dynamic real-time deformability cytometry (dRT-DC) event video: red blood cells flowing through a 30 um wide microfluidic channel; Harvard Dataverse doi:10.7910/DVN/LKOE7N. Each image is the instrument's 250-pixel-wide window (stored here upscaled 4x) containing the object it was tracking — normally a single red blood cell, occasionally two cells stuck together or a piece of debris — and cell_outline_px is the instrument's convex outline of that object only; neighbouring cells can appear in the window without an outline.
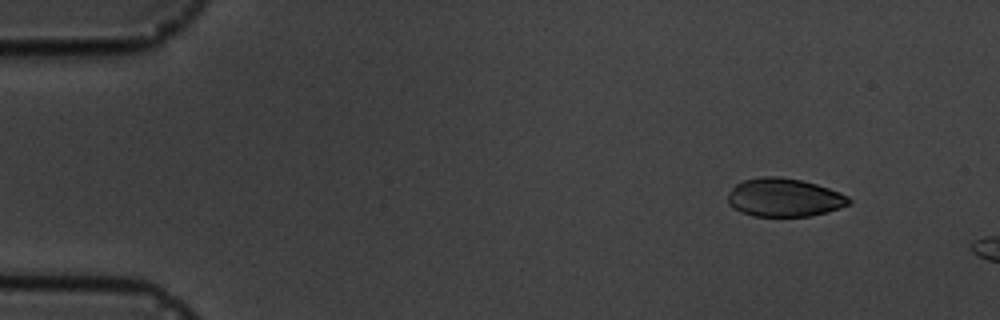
{"species": "common noctule bat (a hibernating species)", "species_latin": "Nyctalus noctula", "temperature_condition": "cold", "stored_images_in_passage": 3, "camera_frame_rate_fps": 3000, "um_per_image_px": 0.085, "animal": {"sex": "male", "body_mass_g": 19.5, "forearm_length_mm": 54.6}, "frame": {"image": 1, "passage_image": 1, "time_ms": 0.0, "image_size_px": [1000, 320], "cell_outline_px": [[852, 200], [848, 204], [828, 212], [808, 216], [752, 216], [740, 212], [732, 208], [728, 204], [728, 196], [732, 188], [736, 184], [744, 180], [764, 176], [776, 176], [800, 180], [816, 184], [840, 192], [848, 196]], "centroid_in_image_um": [66.63, 16.79], "position_along_channel_um": 18.4, "area_um2": 26.99}}